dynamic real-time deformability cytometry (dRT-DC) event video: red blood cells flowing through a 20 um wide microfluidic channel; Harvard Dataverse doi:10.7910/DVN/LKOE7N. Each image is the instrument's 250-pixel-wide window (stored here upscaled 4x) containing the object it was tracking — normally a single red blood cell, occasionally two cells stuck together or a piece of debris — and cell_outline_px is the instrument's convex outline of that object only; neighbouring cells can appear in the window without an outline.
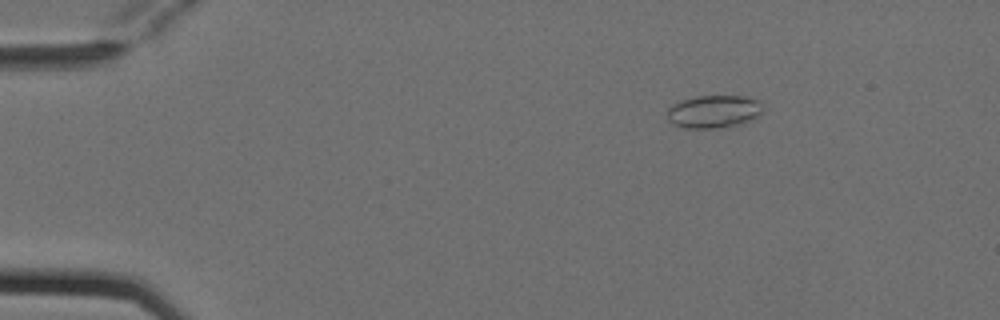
{"species": "Egyptian fruit bat (a non-hibernating species)", "species_latin": "Rousettus aegyptiacus", "temperature_condition": "cold", "stored_images_in_passage": 3, "camera_frame_rate_fps": 3000, "um_per_image_px": 0.085, "animal": {"sex": "female"}, "frame": {"image": 1, "passage_image": 1, "time_ms": 0.0, "image_size_px": [1000, 320], "cell_outline_px": [[764, 112], [760, 116], [752, 120], [740, 124], [720, 128], [684, 128], [672, 124], [668, 120], [668, 108], [672, 104], [696, 96], [744, 96], [756, 100], [764, 108]], "centroid_in_image_um": [60.69, 9.5], "position_along_channel_um": 24.3, "area_um2": 18.44}}